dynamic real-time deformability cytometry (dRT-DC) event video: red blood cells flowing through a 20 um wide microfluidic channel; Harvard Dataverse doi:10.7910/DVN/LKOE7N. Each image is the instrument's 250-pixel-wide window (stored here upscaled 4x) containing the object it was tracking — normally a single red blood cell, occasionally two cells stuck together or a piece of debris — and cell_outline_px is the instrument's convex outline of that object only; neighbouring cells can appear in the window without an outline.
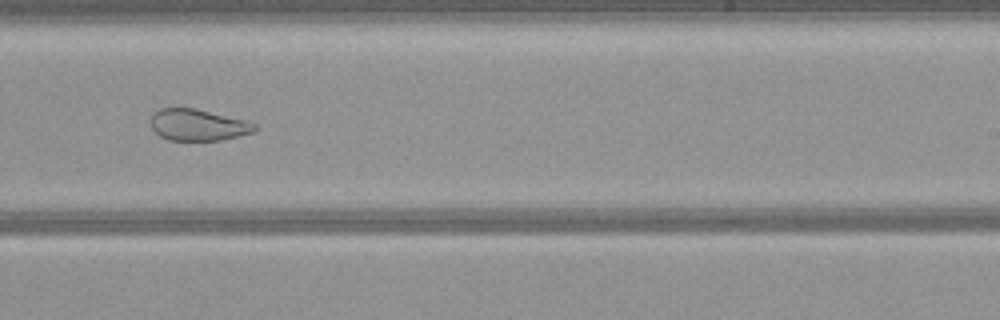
{"species": "common noctule bat (a hibernating species)", "species_latin": "Nyctalus noctula", "temperature_condition": "warm", "stored_images_in_passage": 44, "camera_frame_rate_fps": 3000, "um_per_image_px": 0.085, "animal": {"sex": "female", "body_mass_g": 21.9}, "frame": {"image": 1, "passage_image": 27, "time_ms": 8.667, "image_size_px": [1000, 320], "cell_outline_px": [[260, 128], [256, 132], [240, 136], [220, 140], [168, 140], [160, 136], [152, 128], [152, 116], [160, 108], [196, 108], [244, 120], [256, 124]], "centroid_in_image_um": [16.89, 10.63], "position_along_channel_um": 272.1, "area_um2": 19.07}}
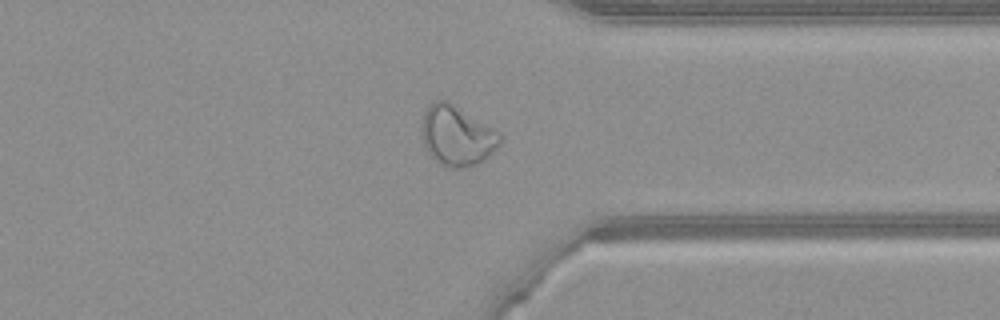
{"frame": {"image": 2, "passage_image": 35, "time_ms": 11.333, "image_size_px": [1000, 320], "cell_outline_px": [[504, 136], [500, 144], [484, 160], [476, 164], [464, 168], [452, 168], [436, 160], [428, 152], [424, 144], [420, 128], [420, 124], [424, 112], [428, 104], [436, 100], [448, 100], [500, 132]], "centroid_in_image_um": [38.84, 11.5], "position_along_channel_um": 372.6, "area_um2": 27.57}}
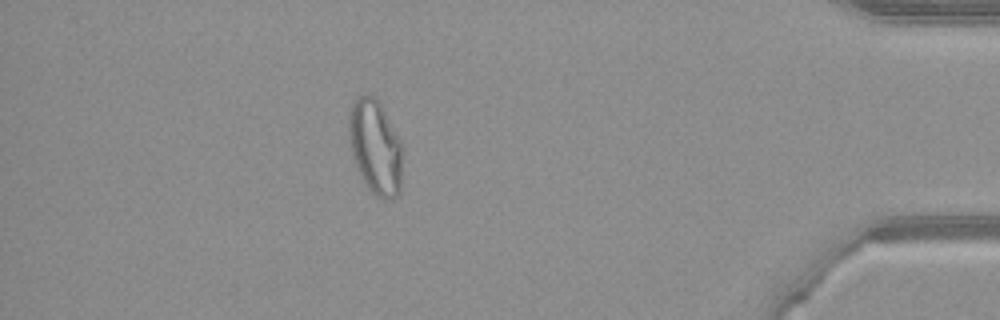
{"frame": {"image": 3, "passage_image": 41, "time_ms": 13.333, "image_size_px": [1000, 320], "cell_outline_px": [[404, 144], [400, 192], [392, 200], [380, 200], [372, 192], [360, 176], [352, 156], [348, 136], [348, 120], [352, 104], [360, 96], [368, 92], [376, 96]], "centroid_in_image_um": [31.94, 12.51], "position_along_channel_um": 403.3, "area_um2": 30.46}}